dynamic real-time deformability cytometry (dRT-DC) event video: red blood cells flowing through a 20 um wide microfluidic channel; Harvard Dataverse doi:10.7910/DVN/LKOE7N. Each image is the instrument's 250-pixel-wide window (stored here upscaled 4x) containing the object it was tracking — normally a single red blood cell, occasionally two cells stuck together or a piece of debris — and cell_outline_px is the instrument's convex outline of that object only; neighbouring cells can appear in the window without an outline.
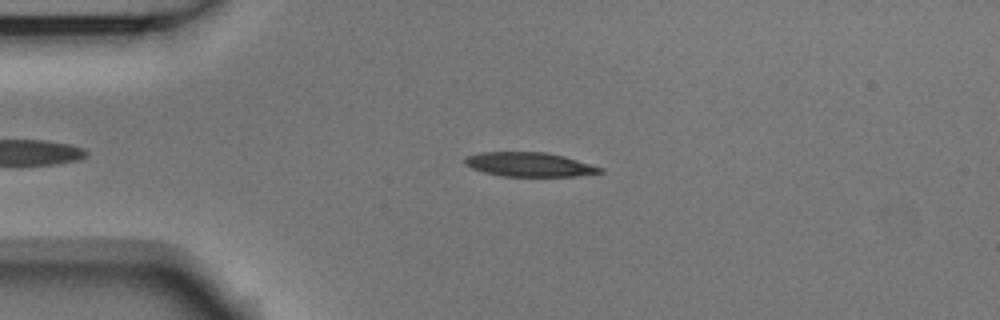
{"species": "Egyptian fruit bat (a non-hibernating species)", "species_latin": "Rousettus aegyptiacus", "temperature_condition": "room temperature", "stored_images_in_passage": 42, "camera_frame_rate_fps": 3000, "um_per_image_px": 0.085, "animal": {"sex": "male"}, "frame": {"image": 1, "passage_image": 5, "time_ms": 1.333, "image_size_px": [1000, 320], "cell_outline_px": [[604, 172], [576, 176], [500, 176], [484, 172], [472, 168], [464, 164], [464, 160], [468, 156], [480, 152], [544, 152], [564, 156], [604, 168]], "centroid_in_image_um": [45.0, 13.98], "position_along_channel_um": 40.0, "area_um2": 19.02}}
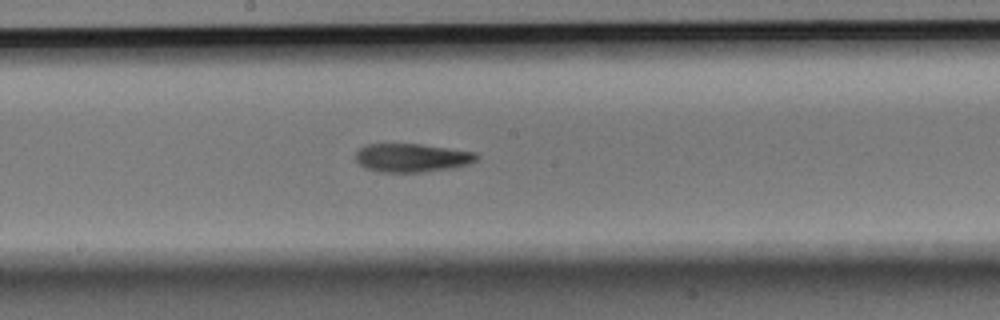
{"frame": {"image": 2, "passage_image": 21, "time_ms": 6.667, "image_size_px": [1000, 320], "cell_outline_px": [[480, 156], [476, 160], [468, 164], [452, 168], [420, 172], [380, 172], [364, 168], [356, 160], [356, 152], [360, 148], [368, 144], [420, 144], [476, 152]], "centroid_in_image_um": [35.01, 13.41], "position_along_channel_um": 213.2, "area_um2": 20.06}}
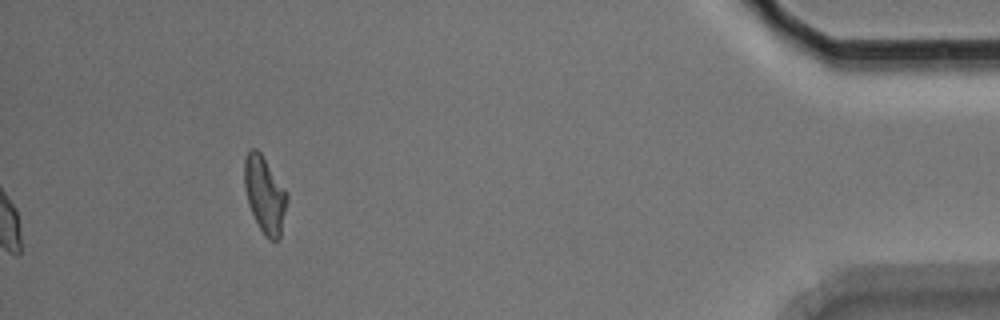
{"frame": {"image": 3, "passage_image": 42, "time_ms": 13.667, "image_size_px": [1000, 320], "cell_outline_px": [[288, 200], [280, 240], [268, 240], [264, 236], [248, 204], [244, 188], [244, 160], [248, 152], [252, 148], [256, 148], [260, 152], [288, 192]], "centroid_in_image_um": [22.52, 16.57], "position_along_channel_um": 412.7, "area_um2": 19.25}, "authors_computed_cell_mechanics": {"area_um2": 19.7387, "velocity_mm_per_s": 3.7256, "shape_relaxation_time_tau1_ms": 6.6907, "shape_relaxation_time_tau2_ms": 5.7344, "deformation_change_tau1": 0.1973, "deformation_change_tau2": 0.1621}}